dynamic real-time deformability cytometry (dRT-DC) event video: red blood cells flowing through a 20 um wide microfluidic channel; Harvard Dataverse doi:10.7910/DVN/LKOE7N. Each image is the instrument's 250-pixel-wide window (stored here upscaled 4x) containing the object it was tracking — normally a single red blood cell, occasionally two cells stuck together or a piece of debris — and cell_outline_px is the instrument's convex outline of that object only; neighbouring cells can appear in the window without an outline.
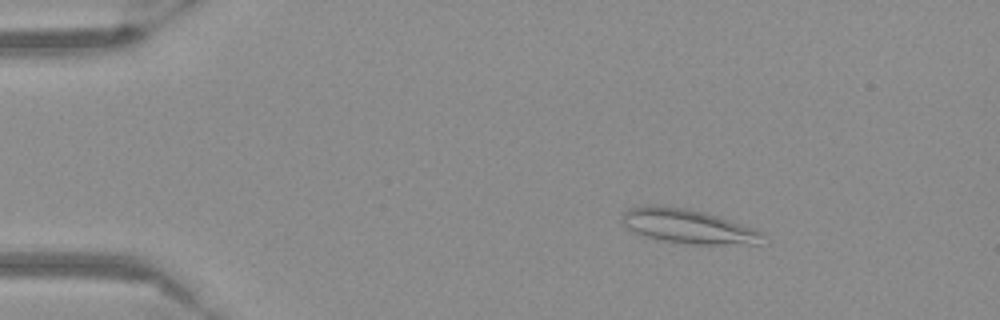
{"species": "Egyptian fruit bat (a non-hibernating species)", "species_latin": "Rousettus aegyptiacus", "temperature_condition": "warm", "stored_images_in_passage": 46, "camera_frame_rate_fps": 3000, "um_per_image_px": 0.085, "frame": {"image": 1, "passage_image": 1, "time_ms": 0.0, "image_size_px": [1000, 320], "cell_outline_px": [[768, 236], [760, 244], [692, 244], [660, 240], [636, 232], [628, 228], [620, 220], [620, 216], [628, 208], [648, 204], [656, 204], [688, 208], [720, 216], [756, 228], [764, 232]], "centroid_in_image_um": [58.54, 19.21], "position_along_channel_um": 26.5, "area_um2": 28.61}}
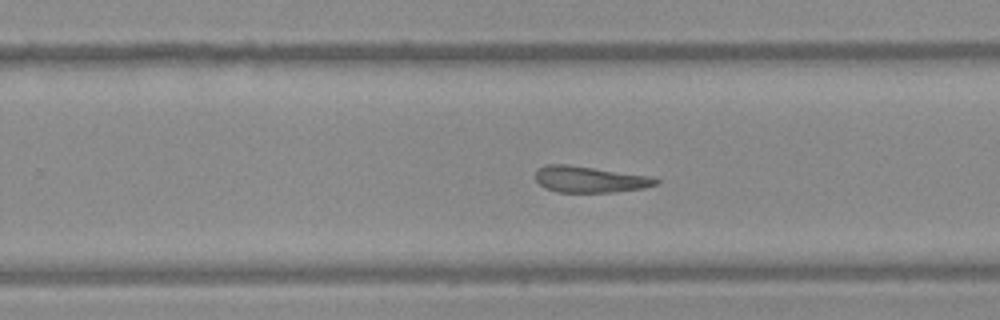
{"frame": {"image": 2, "passage_image": 27, "time_ms": 8.667, "image_size_px": [1000, 320], "cell_outline_px": [[660, 180], [656, 184], [644, 188], [612, 192], [560, 192], [544, 188], [536, 180], [536, 168], [548, 164], [568, 164], [652, 176]], "centroid_in_image_um": [50.12, 15.23], "position_along_channel_um": 279.7, "area_um2": 18.5}}
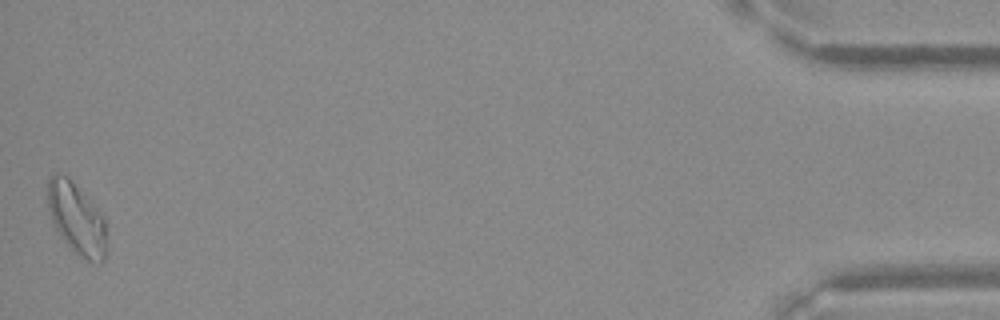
{"frame": {"image": 3, "passage_image": 46, "time_ms": 15.0, "image_size_px": [1000, 320], "cell_outline_px": [[104, 260], [100, 264], [88, 260], [80, 256], [56, 232], [52, 224], [48, 208], [48, 176], [56, 172], [68, 176], [104, 216]], "centroid_in_image_um": [6.46, 18.54], "position_along_channel_um": 428.7, "area_um2": 24.22}}